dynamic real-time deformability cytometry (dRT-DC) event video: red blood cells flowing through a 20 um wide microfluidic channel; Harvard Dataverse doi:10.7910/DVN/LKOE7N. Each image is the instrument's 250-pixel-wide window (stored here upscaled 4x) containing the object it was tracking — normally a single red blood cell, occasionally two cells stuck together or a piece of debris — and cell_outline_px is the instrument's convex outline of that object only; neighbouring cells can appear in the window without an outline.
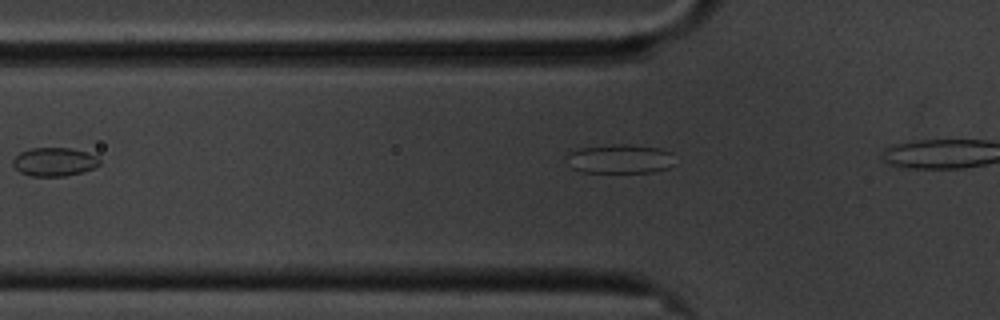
{"species": "common noctule bat (a hibernating species)", "species_latin": "Nyctalus noctula", "temperature_condition": "cold", "stored_images_in_passage": 6, "camera_frame_rate_fps": 3000, "um_per_image_px": 0.085, "animal": {"sex": "male", "body_mass_g": 20.1, "forearm_length_mm": 53.5}, "frame": {"image": 1, "passage_image": 4, "time_ms": 1.0, "image_size_px": [1000, 320], "cell_outline_px": [[100, 164], [96, 168], [64, 176], [32, 176], [20, 172], [12, 164], [12, 160], [20, 152], [32, 148], [68, 148], [84, 152], [96, 156], [100, 160]], "centroid_in_image_um": [4.6, 13.76], "position_along_channel_um": 121.2, "area_um2": 14.28}}